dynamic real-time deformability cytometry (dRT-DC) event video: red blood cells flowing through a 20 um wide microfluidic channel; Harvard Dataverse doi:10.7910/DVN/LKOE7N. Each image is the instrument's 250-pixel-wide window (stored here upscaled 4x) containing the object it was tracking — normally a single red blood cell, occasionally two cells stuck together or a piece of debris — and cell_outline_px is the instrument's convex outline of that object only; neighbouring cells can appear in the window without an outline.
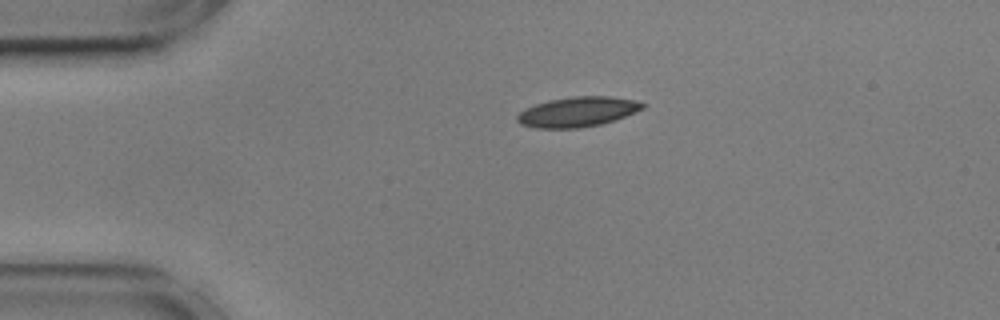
{"species": "common noctule bat (a hibernating species)", "species_latin": "Nyctalus noctula", "temperature_condition": "cold", "stored_images_in_passage": 45, "camera_frame_rate_fps": 3000, "um_per_image_px": 0.085, "animal": {"sex": "male", "body_mass_g": 17.9, "forearm_length_mm": 54.2}, "frame": {"image": 1, "passage_image": 1, "time_ms": 0.0, "image_size_px": [1000, 320], "cell_outline_px": [[648, 104], [644, 108], [636, 112], [616, 120], [600, 124], [580, 128], [536, 128], [520, 124], [516, 120], [516, 116], [524, 108], [548, 100], [572, 96], [612, 96], [636, 100]], "centroid_in_image_um": [49.12, 9.5], "position_along_channel_um": 35.9, "area_um2": 22.2}}
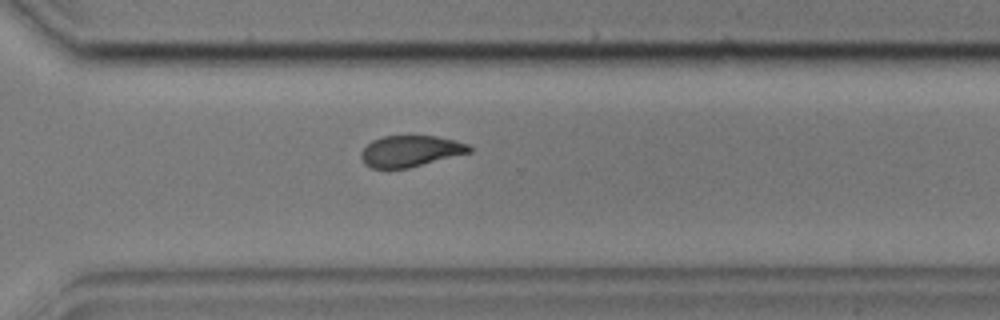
{"frame": {"image": 2, "passage_image": 29, "time_ms": 9.333, "image_size_px": [1000, 320], "cell_outline_px": [[472, 152], [408, 168], [372, 168], [364, 164], [360, 156], [360, 152], [372, 140], [384, 136], [436, 136], [468, 144], [472, 148]], "centroid_in_image_um": [34.87, 12.85], "position_along_channel_um": 335.7, "area_um2": 19.59}}
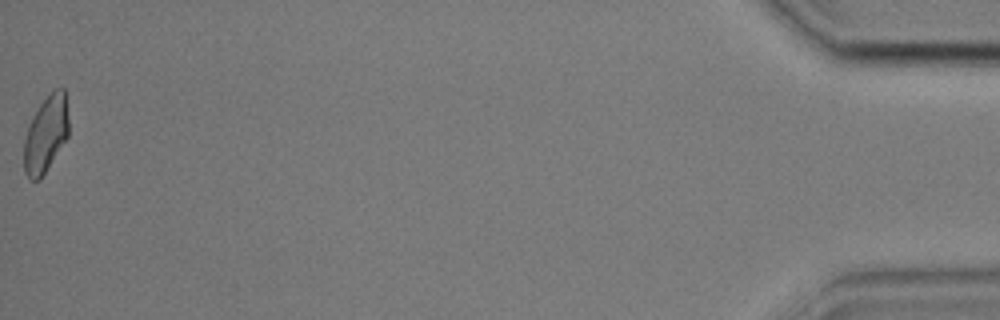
{"frame": {"image": 3, "passage_image": 45, "time_ms": 14.667, "image_size_px": [1000, 320], "cell_outline_px": [[68, 136], [40, 180], [28, 180], [24, 172], [24, 140], [28, 128], [40, 104], [56, 88], [64, 88], [68, 120]], "centroid_in_image_um": [3.89, 11.46], "position_along_channel_um": 431.3, "area_um2": 19.54}, "authors_computed_cell_mechanics": {"area_um2": 21.0392, "velocity_mm_per_s": 3.5822, "shape_relaxation_time_tau1_ms": 4.5414, "shape_relaxation_time_tau2_ms": 2.3223, "deformation_change_tau1": 0.1195, "deformation_change_tau2": 0.0626}}